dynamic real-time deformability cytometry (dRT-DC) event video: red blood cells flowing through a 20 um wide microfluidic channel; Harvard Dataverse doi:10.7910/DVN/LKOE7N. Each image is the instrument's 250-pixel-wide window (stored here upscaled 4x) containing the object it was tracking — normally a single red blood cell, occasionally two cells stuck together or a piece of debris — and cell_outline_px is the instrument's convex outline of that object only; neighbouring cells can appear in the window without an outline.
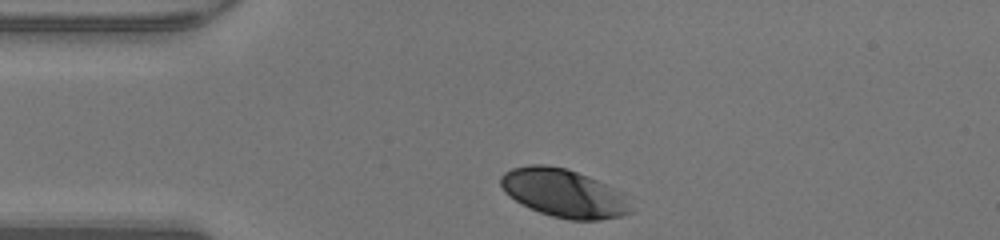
{"species": "human", "species_latin": "Homo sapiens", "temperature_condition": "warm", "stored_images_in_passage": 29, "camera_frame_rate_fps": 3000, "um_per_image_px": 0.085, "donor": {"sex": "male"}, "frame": {"image": 1, "passage_image": 1, "time_ms": 0.0, "image_size_px": [1000, 240], "cell_outline_px": [[632, 212], [620, 216], [600, 220], [572, 220], [552, 216], [540, 212], [516, 200], [504, 192], [500, 184], [500, 176], [504, 172], [512, 168], [528, 164], [548, 164], [568, 168], [588, 176], [620, 192], [624, 196], [632, 208]], "centroid_in_image_um": [47.89, 16.4], "position_along_channel_um": 37.1, "area_um2": 36.36}}
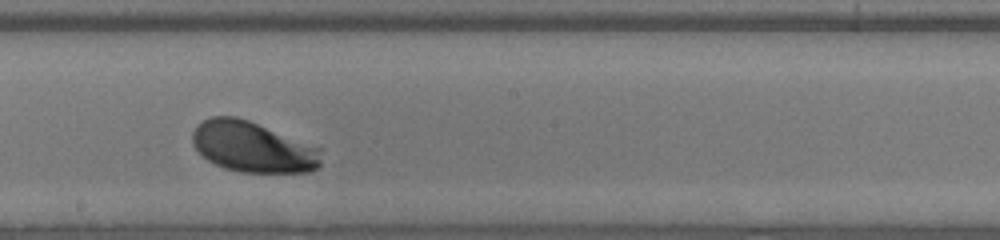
{"frame": {"image": 2, "passage_image": 17, "time_ms": 5.333, "image_size_px": [1000, 240], "cell_outline_px": [[324, 148], [320, 168], [308, 172], [240, 172], [224, 168], [208, 160], [192, 144], [192, 132], [204, 120], [212, 116], [236, 116], [248, 120]], "centroid_in_image_um": [21.56, 12.5], "position_along_channel_um": 226.6, "area_um2": 38.32}}
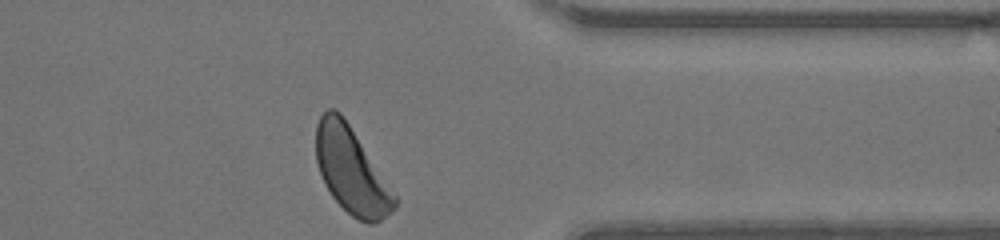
{"frame": {"image": 3, "passage_image": 29, "time_ms": 9.333, "image_size_px": [1000, 240], "cell_outline_px": [[396, 208], [376, 224], [368, 224], [352, 216], [332, 196], [324, 184], [316, 160], [316, 124], [320, 116], [328, 108], [336, 108], [344, 116], [396, 196]], "centroid_in_image_um": [29.84, 14.48], "position_along_channel_um": 381.6, "area_um2": 39.02}, "authors_computed_cell_mechanics": {"area_um2": 37.9746, "velocity_mm_per_s": 4.185, "shape_relaxation_time_tau1_ms": 0.7177, "shape_relaxation_time_tau2_ms": null, "deformation_change_tau1": 0.089, "deformation_change_tau2": null}}